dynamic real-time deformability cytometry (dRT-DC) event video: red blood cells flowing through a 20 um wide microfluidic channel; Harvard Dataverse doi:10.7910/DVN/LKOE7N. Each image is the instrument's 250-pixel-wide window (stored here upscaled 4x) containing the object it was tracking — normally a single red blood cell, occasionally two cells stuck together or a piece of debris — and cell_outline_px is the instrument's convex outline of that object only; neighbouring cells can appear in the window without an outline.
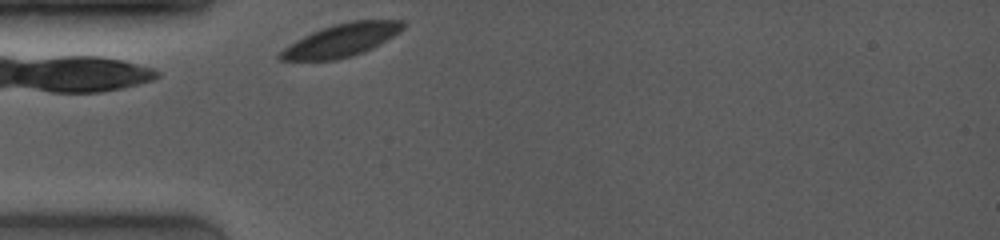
{"species": "common noctule bat (a hibernating species)", "species_latin": "Nyctalus noctula", "temperature_condition": "room temperature", "stored_images_in_passage": 23, "camera_frame_rate_fps": 4000, "um_per_image_px": 0.085, "animal": {"sex": "female", "body_mass_g": 19.0, "forearm_length_mm": 53.3}, "frame": {"image": 1, "passage_image": 1, "time_ms": 0.0, "image_size_px": [1000, 240], "cell_outline_px": [[408, 24], [404, 28], [392, 36], [372, 48], [364, 52], [352, 56], [336, 60], [280, 60], [276, 56], [284, 48], [296, 40], [312, 32], [336, 24], [352, 20], [404, 20]], "centroid_in_image_um": [29.04, 3.42], "position_along_channel_um": 56.0, "area_um2": 23.29}}
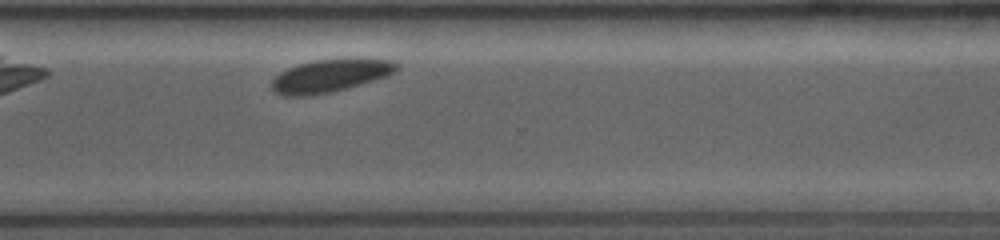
{"frame": {"image": 2, "passage_image": 19, "time_ms": 7.75, "image_size_px": [1000, 240], "cell_outline_px": [[400, 68], [396, 72], [388, 76], [332, 92], [308, 96], [284, 96], [276, 92], [272, 88], [272, 80], [280, 72], [288, 68], [312, 60], [392, 60], [400, 64]], "centroid_in_image_um": [28.07, 6.46], "position_along_channel_um": 342.5, "area_um2": 23.47}}
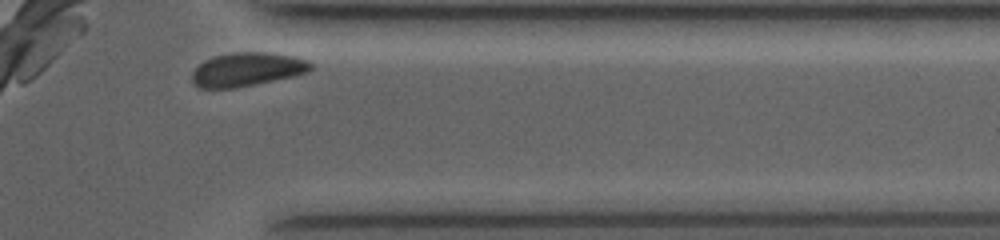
{"frame": {"image": 3, "passage_image": 22, "time_ms": 9.0, "image_size_px": [1000, 240], "cell_outline_px": [[312, 68], [308, 72], [292, 76], [232, 88], [200, 88], [192, 80], [192, 72], [200, 64], [216, 56], [236, 52], [264, 52], [296, 56], [308, 60], [312, 64]], "centroid_in_image_um": [21.04, 5.89], "position_along_channel_um": 390.4, "area_um2": 22.83}, "authors_computed_cell_mechanics": {"area_um2": 24.6228, "velocity_mm_per_s": 3.7648, "shape_relaxation_time_tau1_ms": 0.8343, "shape_relaxation_time_tau2_ms": null, "deformation_change_tau1": 0.0306, "deformation_change_tau2": null}}